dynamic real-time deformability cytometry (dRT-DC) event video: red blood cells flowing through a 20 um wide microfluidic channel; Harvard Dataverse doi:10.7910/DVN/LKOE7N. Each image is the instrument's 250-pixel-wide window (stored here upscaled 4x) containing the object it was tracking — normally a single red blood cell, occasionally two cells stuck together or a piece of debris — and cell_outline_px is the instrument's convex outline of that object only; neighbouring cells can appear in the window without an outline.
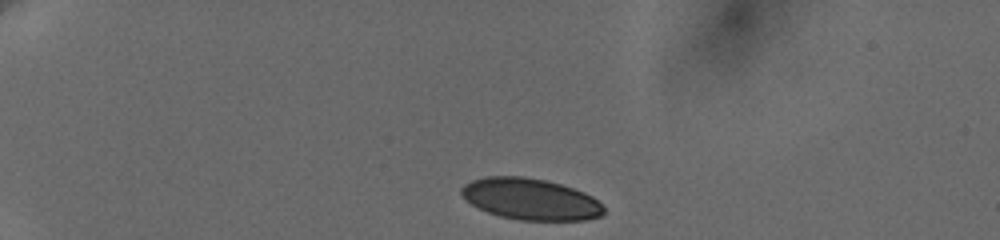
{"species": "human", "species_latin": "Homo sapiens", "temperature_condition": "cold", "stored_images_in_passage": 2, "camera_frame_rate_fps": 3000, "um_per_image_px": 0.085, "donor": {"sex": "female"}, "frame": {"image": 1, "passage_image": 1, "time_ms": 0.0, "image_size_px": [1000, 240], "cell_outline_px": [[604, 212], [600, 216], [584, 220], [520, 220], [500, 216], [488, 212], [472, 204], [460, 192], [460, 188], [464, 184], [472, 180], [484, 176], [524, 176], [544, 180], [560, 184], [584, 192], [592, 196], [604, 208]], "centroid_in_image_um": [45.08, 16.91], "position_along_channel_um": 39.9, "area_um2": 34.1}}